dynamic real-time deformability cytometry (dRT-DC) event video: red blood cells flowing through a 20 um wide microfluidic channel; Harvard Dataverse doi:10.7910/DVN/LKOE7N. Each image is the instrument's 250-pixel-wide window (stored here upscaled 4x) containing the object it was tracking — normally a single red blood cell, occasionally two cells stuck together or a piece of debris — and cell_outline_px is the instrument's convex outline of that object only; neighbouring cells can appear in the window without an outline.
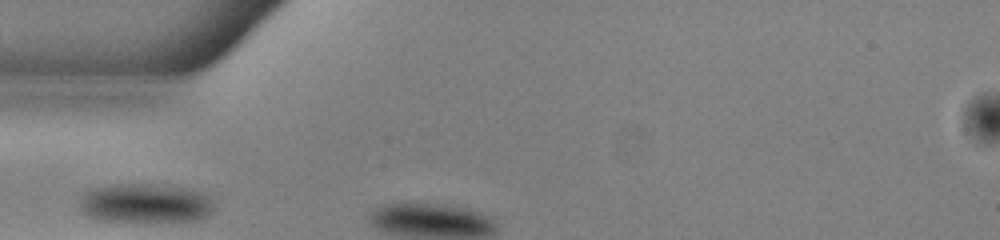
{"species": "common noctule bat (a hibernating species)", "species_latin": "Nyctalus noctula", "temperature_condition": "warm", "stored_images_in_passage": 4, "camera_frame_rate_fps": 3000, "um_per_image_px": 0.085, "animal": {"sex": "male", "body_mass_g": 13.0, "forearm_length_mm": 53.1}, "frame": {"image": 1, "passage_image": 1, "time_ms": 0.0, "image_size_px": [1000, 240], "cell_outline_px": [[212, 212], [196, 220], [144, 224], [96, 220], [80, 212], [76, 204], [80, 196], [84, 192], [96, 188], [112, 184], [148, 184], [184, 188], [200, 192], [208, 196], [212, 204]], "centroid_in_image_um": [12.23, 17.33], "position_along_channel_um": 72.8, "area_um2": 31.79}}